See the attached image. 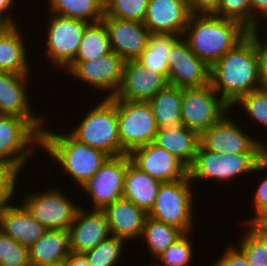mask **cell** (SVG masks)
Instances as JSON below:
<instances>
[{
    "instance_id": "obj_40",
    "label": "cell",
    "mask_w": 267,
    "mask_h": 266,
    "mask_svg": "<svg viewBox=\"0 0 267 266\" xmlns=\"http://www.w3.org/2000/svg\"><path fill=\"white\" fill-rule=\"evenodd\" d=\"M20 170L0 164V212L11 206ZM15 191V192H14Z\"/></svg>"
},
{
    "instance_id": "obj_35",
    "label": "cell",
    "mask_w": 267,
    "mask_h": 266,
    "mask_svg": "<svg viewBox=\"0 0 267 266\" xmlns=\"http://www.w3.org/2000/svg\"><path fill=\"white\" fill-rule=\"evenodd\" d=\"M123 242L124 239L110 235L84 254L91 266H115L121 256Z\"/></svg>"
},
{
    "instance_id": "obj_23",
    "label": "cell",
    "mask_w": 267,
    "mask_h": 266,
    "mask_svg": "<svg viewBox=\"0 0 267 266\" xmlns=\"http://www.w3.org/2000/svg\"><path fill=\"white\" fill-rule=\"evenodd\" d=\"M0 230L29 248L44 235L47 228L38 222L23 204L19 207L11 204L0 212Z\"/></svg>"
},
{
    "instance_id": "obj_32",
    "label": "cell",
    "mask_w": 267,
    "mask_h": 266,
    "mask_svg": "<svg viewBox=\"0 0 267 266\" xmlns=\"http://www.w3.org/2000/svg\"><path fill=\"white\" fill-rule=\"evenodd\" d=\"M111 51L108 31L101 20L86 27L74 61H90Z\"/></svg>"
},
{
    "instance_id": "obj_18",
    "label": "cell",
    "mask_w": 267,
    "mask_h": 266,
    "mask_svg": "<svg viewBox=\"0 0 267 266\" xmlns=\"http://www.w3.org/2000/svg\"><path fill=\"white\" fill-rule=\"evenodd\" d=\"M191 15L186 0H149L143 23L151 34L182 36Z\"/></svg>"
},
{
    "instance_id": "obj_19",
    "label": "cell",
    "mask_w": 267,
    "mask_h": 266,
    "mask_svg": "<svg viewBox=\"0 0 267 266\" xmlns=\"http://www.w3.org/2000/svg\"><path fill=\"white\" fill-rule=\"evenodd\" d=\"M28 77L29 74L0 71V114L23 117L42 133L46 120L32 113L26 90Z\"/></svg>"
},
{
    "instance_id": "obj_27",
    "label": "cell",
    "mask_w": 267,
    "mask_h": 266,
    "mask_svg": "<svg viewBox=\"0 0 267 266\" xmlns=\"http://www.w3.org/2000/svg\"><path fill=\"white\" fill-rule=\"evenodd\" d=\"M200 136L186 126L176 131L159 128L154 143L172 153L188 168L193 164Z\"/></svg>"
},
{
    "instance_id": "obj_4",
    "label": "cell",
    "mask_w": 267,
    "mask_h": 266,
    "mask_svg": "<svg viewBox=\"0 0 267 266\" xmlns=\"http://www.w3.org/2000/svg\"><path fill=\"white\" fill-rule=\"evenodd\" d=\"M82 186L110 157L104 151L92 148L73 138L70 134H57L43 128L41 147Z\"/></svg>"
},
{
    "instance_id": "obj_39",
    "label": "cell",
    "mask_w": 267,
    "mask_h": 266,
    "mask_svg": "<svg viewBox=\"0 0 267 266\" xmlns=\"http://www.w3.org/2000/svg\"><path fill=\"white\" fill-rule=\"evenodd\" d=\"M214 15L237 21L251 31L250 0H220Z\"/></svg>"
},
{
    "instance_id": "obj_14",
    "label": "cell",
    "mask_w": 267,
    "mask_h": 266,
    "mask_svg": "<svg viewBox=\"0 0 267 266\" xmlns=\"http://www.w3.org/2000/svg\"><path fill=\"white\" fill-rule=\"evenodd\" d=\"M168 84L179 88H198L210 84V66L198 58L181 37L168 57Z\"/></svg>"
},
{
    "instance_id": "obj_44",
    "label": "cell",
    "mask_w": 267,
    "mask_h": 266,
    "mask_svg": "<svg viewBox=\"0 0 267 266\" xmlns=\"http://www.w3.org/2000/svg\"><path fill=\"white\" fill-rule=\"evenodd\" d=\"M192 15L215 14L220 0H186Z\"/></svg>"
},
{
    "instance_id": "obj_42",
    "label": "cell",
    "mask_w": 267,
    "mask_h": 266,
    "mask_svg": "<svg viewBox=\"0 0 267 266\" xmlns=\"http://www.w3.org/2000/svg\"><path fill=\"white\" fill-rule=\"evenodd\" d=\"M255 39L259 58V80L261 88H267V40L261 41L260 32L249 31Z\"/></svg>"
},
{
    "instance_id": "obj_50",
    "label": "cell",
    "mask_w": 267,
    "mask_h": 266,
    "mask_svg": "<svg viewBox=\"0 0 267 266\" xmlns=\"http://www.w3.org/2000/svg\"><path fill=\"white\" fill-rule=\"evenodd\" d=\"M10 24H4L1 28H0V36L10 27Z\"/></svg>"
},
{
    "instance_id": "obj_11",
    "label": "cell",
    "mask_w": 267,
    "mask_h": 266,
    "mask_svg": "<svg viewBox=\"0 0 267 266\" xmlns=\"http://www.w3.org/2000/svg\"><path fill=\"white\" fill-rule=\"evenodd\" d=\"M63 194L58 188L33 192L22 204L45 228L68 231L80 206Z\"/></svg>"
},
{
    "instance_id": "obj_17",
    "label": "cell",
    "mask_w": 267,
    "mask_h": 266,
    "mask_svg": "<svg viewBox=\"0 0 267 266\" xmlns=\"http://www.w3.org/2000/svg\"><path fill=\"white\" fill-rule=\"evenodd\" d=\"M109 35L110 47L124 61L137 59L146 49L150 31L144 23L114 17L102 19Z\"/></svg>"
},
{
    "instance_id": "obj_2",
    "label": "cell",
    "mask_w": 267,
    "mask_h": 266,
    "mask_svg": "<svg viewBox=\"0 0 267 266\" xmlns=\"http://www.w3.org/2000/svg\"><path fill=\"white\" fill-rule=\"evenodd\" d=\"M248 34L249 30L237 21L204 14L191 15L182 37L196 56L211 67Z\"/></svg>"
},
{
    "instance_id": "obj_51",
    "label": "cell",
    "mask_w": 267,
    "mask_h": 266,
    "mask_svg": "<svg viewBox=\"0 0 267 266\" xmlns=\"http://www.w3.org/2000/svg\"><path fill=\"white\" fill-rule=\"evenodd\" d=\"M5 24V22L0 18V28Z\"/></svg>"
},
{
    "instance_id": "obj_26",
    "label": "cell",
    "mask_w": 267,
    "mask_h": 266,
    "mask_svg": "<svg viewBox=\"0 0 267 266\" xmlns=\"http://www.w3.org/2000/svg\"><path fill=\"white\" fill-rule=\"evenodd\" d=\"M148 102L158 128L176 131L184 126L181 118L182 88L168 84Z\"/></svg>"
},
{
    "instance_id": "obj_34",
    "label": "cell",
    "mask_w": 267,
    "mask_h": 266,
    "mask_svg": "<svg viewBox=\"0 0 267 266\" xmlns=\"http://www.w3.org/2000/svg\"><path fill=\"white\" fill-rule=\"evenodd\" d=\"M149 0H107L104 17L143 23Z\"/></svg>"
},
{
    "instance_id": "obj_36",
    "label": "cell",
    "mask_w": 267,
    "mask_h": 266,
    "mask_svg": "<svg viewBox=\"0 0 267 266\" xmlns=\"http://www.w3.org/2000/svg\"><path fill=\"white\" fill-rule=\"evenodd\" d=\"M189 233H185L174 244L170 245L165 251L159 254L155 261L156 266H187L192 261L193 249L189 239ZM161 261V262H160ZM161 263V264H160Z\"/></svg>"
},
{
    "instance_id": "obj_38",
    "label": "cell",
    "mask_w": 267,
    "mask_h": 266,
    "mask_svg": "<svg viewBox=\"0 0 267 266\" xmlns=\"http://www.w3.org/2000/svg\"><path fill=\"white\" fill-rule=\"evenodd\" d=\"M237 104L250 118L267 128V88H259L242 96L234 105Z\"/></svg>"
},
{
    "instance_id": "obj_47",
    "label": "cell",
    "mask_w": 267,
    "mask_h": 266,
    "mask_svg": "<svg viewBox=\"0 0 267 266\" xmlns=\"http://www.w3.org/2000/svg\"><path fill=\"white\" fill-rule=\"evenodd\" d=\"M13 0H0V18L6 23L10 25H16V20H13V17L10 14L7 16V12L9 9L14 7ZM5 13L6 16H3Z\"/></svg>"
},
{
    "instance_id": "obj_33",
    "label": "cell",
    "mask_w": 267,
    "mask_h": 266,
    "mask_svg": "<svg viewBox=\"0 0 267 266\" xmlns=\"http://www.w3.org/2000/svg\"><path fill=\"white\" fill-rule=\"evenodd\" d=\"M248 225L249 230L239 240L238 248L245 254L250 266H267V234L255 224Z\"/></svg>"
},
{
    "instance_id": "obj_45",
    "label": "cell",
    "mask_w": 267,
    "mask_h": 266,
    "mask_svg": "<svg viewBox=\"0 0 267 266\" xmlns=\"http://www.w3.org/2000/svg\"><path fill=\"white\" fill-rule=\"evenodd\" d=\"M251 31H259L258 20L267 14V0H250ZM262 16V17H261Z\"/></svg>"
},
{
    "instance_id": "obj_12",
    "label": "cell",
    "mask_w": 267,
    "mask_h": 266,
    "mask_svg": "<svg viewBox=\"0 0 267 266\" xmlns=\"http://www.w3.org/2000/svg\"><path fill=\"white\" fill-rule=\"evenodd\" d=\"M128 154L109 157L101 168L81 187L93 200V208L103 210L123 197L125 174L130 162Z\"/></svg>"
},
{
    "instance_id": "obj_3",
    "label": "cell",
    "mask_w": 267,
    "mask_h": 266,
    "mask_svg": "<svg viewBox=\"0 0 267 266\" xmlns=\"http://www.w3.org/2000/svg\"><path fill=\"white\" fill-rule=\"evenodd\" d=\"M266 144L258 141L249 151L242 154L216 153L198 146L193 164L188 168L190 181L194 179H216L230 181L237 176L266 171Z\"/></svg>"
},
{
    "instance_id": "obj_1",
    "label": "cell",
    "mask_w": 267,
    "mask_h": 266,
    "mask_svg": "<svg viewBox=\"0 0 267 266\" xmlns=\"http://www.w3.org/2000/svg\"><path fill=\"white\" fill-rule=\"evenodd\" d=\"M210 84L231 109L242 96L261 88L256 42L250 34L210 67Z\"/></svg>"
},
{
    "instance_id": "obj_21",
    "label": "cell",
    "mask_w": 267,
    "mask_h": 266,
    "mask_svg": "<svg viewBox=\"0 0 267 266\" xmlns=\"http://www.w3.org/2000/svg\"><path fill=\"white\" fill-rule=\"evenodd\" d=\"M69 248L75 253H85L95 248L111 234L103 210L79 208L68 230Z\"/></svg>"
},
{
    "instance_id": "obj_13",
    "label": "cell",
    "mask_w": 267,
    "mask_h": 266,
    "mask_svg": "<svg viewBox=\"0 0 267 266\" xmlns=\"http://www.w3.org/2000/svg\"><path fill=\"white\" fill-rule=\"evenodd\" d=\"M124 63L119 55L111 51L90 61H73L65 70L96 89L111 91L105 97H113L121 84Z\"/></svg>"
},
{
    "instance_id": "obj_30",
    "label": "cell",
    "mask_w": 267,
    "mask_h": 266,
    "mask_svg": "<svg viewBox=\"0 0 267 266\" xmlns=\"http://www.w3.org/2000/svg\"><path fill=\"white\" fill-rule=\"evenodd\" d=\"M51 11L62 17L99 22L104 17V3L101 0H49Z\"/></svg>"
},
{
    "instance_id": "obj_41",
    "label": "cell",
    "mask_w": 267,
    "mask_h": 266,
    "mask_svg": "<svg viewBox=\"0 0 267 266\" xmlns=\"http://www.w3.org/2000/svg\"><path fill=\"white\" fill-rule=\"evenodd\" d=\"M266 170H267V153H266ZM254 209L256 216L251 217L244 223L255 224L264 214L267 213V177H264L263 181L258 184L255 195L253 197Z\"/></svg>"
},
{
    "instance_id": "obj_16",
    "label": "cell",
    "mask_w": 267,
    "mask_h": 266,
    "mask_svg": "<svg viewBox=\"0 0 267 266\" xmlns=\"http://www.w3.org/2000/svg\"><path fill=\"white\" fill-rule=\"evenodd\" d=\"M128 155L135 166L162 183L178 181L188 176V167L154 142L138 147Z\"/></svg>"
},
{
    "instance_id": "obj_28",
    "label": "cell",
    "mask_w": 267,
    "mask_h": 266,
    "mask_svg": "<svg viewBox=\"0 0 267 266\" xmlns=\"http://www.w3.org/2000/svg\"><path fill=\"white\" fill-rule=\"evenodd\" d=\"M17 25H11L0 36V71L29 74L26 46Z\"/></svg>"
},
{
    "instance_id": "obj_49",
    "label": "cell",
    "mask_w": 267,
    "mask_h": 266,
    "mask_svg": "<svg viewBox=\"0 0 267 266\" xmlns=\"http://www.w3.org/2000/svg\"><path fill=\"white\" fill-rule=\"evenodd\" d=\"M41 266H65V260L58 263L46 264Z\"/></svg>"
},
{
    "instance_id": "obj_10",
    "label": "cell",
    "mask_w": 267,
    "mask_h": 266,
    "mask_svg": "<svg viewBox=\"0 0 267 266\" xmlns=\"http://www.w3.org/2000/svg\"><path fill=\"white\" fill-rule=\"evenodd\" d=\"M45 55L59 69H66L76 58L86 27L83 20L52 14L48 21Z\"/></svg>"
},
{
    "instance_id": "obj_8",
    "label": "cell",
    "mask_w": 267,
    "mask_h": 266,
    "mask_svg": "<svg viewBox=\"0 0 267 266\" xmlns=\"http://www.w3.org/2000/svg\"><path fill=\"white\" fill-rule=\"evenodd\" d=\"M212 88L211 84L182 89L181 118L183 125L199 136L218 123L231 107Z\"/></svg>"
},
{
    "instance_id": "obj_22",
    "label": "cell",
    "mask_w": 267,
    "mask_h": 266,
    "mask_svg": "<svg viewBox=\"0 0 267 266\" xmlns=\"http://www.w3.org/2000/svg\"><path fill=\"white\" fill-rule=\"evenodd\" d=\"M110 234L124 240L141 237L148 214L124 197L115 200L103 209Z\"/></svg>"
},
{
    "instance_id": "obj_24",
    "label": "cell",
    "mask_w": 267,
    "mask_h": 266,
    "mask_svg": "<svg viewBox=\"0 0 267 266\" xmlns=\"http://www.w3.org/2000/svg\"><path fill=\"white\" fill-rule=\"evenodd\" d=\"M162 182L140 170L131 161L125 174L123 197L147 214L152 209Z\"/></svg>"
},
{
    "instance_id": "obj_29",
    "label": "cell",
    "mask_w": 267,
    "mask_h": 266,
    "mask_svg": "<svg viewBox=\"0 0 267 266\" xmlns=\"http://www.w3.org/2000/svg\"><path fill=\"white\" fill-rule=\"evenodd\" d=\"M182 36L176 34H150L146 49L137 60L146 68L168 77V57L174 44Z\"/></svg>"
},
{
    "instance_id": "obj_37",
    "label": "cell",
    "mask_w": 267,
    "mask_h": 266,
    "mask_svg": "<svg viewBox=\"0 0 267 266\" xmlns=\"http://www.w3.org/2000/svg\"><path fill=\"white\" fill-rule=\"evenodd\" d=\"M0 266H31L29 248L0 230Z\"/></svg>"
},
{
    "instance_id": "obj_48",
    "label": "cell",
    "mask_w": 267,
    "mask_h": 266,
    "mask_svg": "<svg viewBox=\"0 0 267 266\" xmlns=\"http://www.w3.org/2000/svg\"><path fill=\"white\" fill-rule=\"evenodd\" d=\"M265 234H267V213L264 214L256 223Z\"/></svg>"
},
{
    "instance_id": "obj_31",
    "label": "cell",
    "mask_w": 267,
    "mask_h": 266,
    "mask_svg": "<svg viewBox=\"0 0 267 266\" xmlns=\"http://www.w3.org/2000/svg\"><path fill=\"white\" fill-rule=\"evenodd\" d=\"M184 234L182 230L175 226L147 216L140 238L145 239L144 242H146L149 252L155 259Z\"/></svg>"
},
{
    "instance_id": "obj_43",
    "label": "cell",
    "mask_w": 267,
    "mask_h": 266,
    "mask_svg": "<svg viewBox=\"0 0 267 266\" xmlns=\"http://www.w3.org/2000/svg\"><path fill=\"white\" fill-rule=\"evenodd\" d=\"M220 259L213 266H250L245 254L233 246H228Z\"/></svg>"
},
{
    "instance_id": "obj_20",
    "label": "cell",
    "mask_w": 267,
    "mask_h": 266,
    "mask_svg": "<svg viewBox=\"0 0 267 266\" xmlns=\"http://www.w3.org/2000/svg\"><path fill=\"white\" fill-rule=\"evenodd\" d=\"M245 133L227 113L200 135L199 142L204 149L216 153L242 154L259 141Z\"/></svg>"
},
{
    "instance_id": "obj_15",
    "label": "cell",
    "mask_w": 267,
    "mask_h": 266,
    "mask_svg": "<svg viewBox=\"0 0 267 266\" xmlns=\"http://www.w3.org/2000/svg\"><path fill=\"white\" fill-rule=\"evenodd\" d=\"M167 85L168 79L161 73L146 68L137 59L127 60L124 63L121 84L112 98L148 102Z\"/></svg>"
},
{
    "instance_id": "obj_25",
    "label": "cell",
    "mask_w": 267,
    "mask_h": 266,
    "mask_svg": "<svg viewBox=\"0 0 267 266\" xmlns=\"http://www.w3.org/2000/svg\"><path fill=\"white\" fill-rule=\"evenodd\" d=\"M69 253L68 231L47 229L44 235L29 247V260L31 266H41L64 261Z\"/></svg>"
},
{
    "instance_id": "obj_9",
    "label": "cell",
    "mask_w": 267,
    "mask_h": 266,
    "mask_svg": "<svg viewBox=\"0 0 267 266\" xmlns=\"http://www.w3.org/2000/svg\"><path fill=\"white\" fill-rule=\"evenodd\" d=\"M117 118L121 147L127 154L154 142L159 128L149 102L117 100Z\"/></svg>"
},
{
    "instance_id": "obj_5",
    "label": "cell",
    "mask_w": 267,
    "mask_h": 266,
    "mask_svg": "<svg viewBox=\"0 0 267 266\" xmlns=\"http://www.w3.org/2000/svg\"><path fill=\"white\" fill-rule=\"evenodd\" d=\"M89 110L69 134L83 144L104 151L110 157L127 154L121 147L118 133L117 100L105 97Z\"/></svg>"
},
{
    "instance_id": "obj_6",
    "label": "cell",
    "mask_w": 267,
    "mask_h": 266,
    "mask_svg": "<svg viewBox=\"0 0 267 266\" xmlns=\"http://www.w3.org/2000/svg\"><path fill=\"white\" fill-rule=\"evenodd\" d=\"M35 145L41 146V133L27 119L0 114V164L21 171Z\"/></svg>"
},
{
    "instance_id": "obj_7",
    "label": "cell",
    "mask_w": 267,
    "mask_h": 266,
    "mask_svg": "<svg viewBox=\"0 0 267 266\" xmlns=\"http://www.w3.org/2000/svg\"><path fill=\"white\" fill-rule=\"evenodd\" d=\"M190 178L162 183L148 216L191 234L193 226V192Z\"/></svg>"
},
{
    "instance_id": "obj_46",
    "label": "cell",
    "mask_w": 267,
    "mask_h": 266,
    "mask_svg": "<svg viewBox=\"0 0 267 266\" xmlns=\"http://www.w3.org/2000/svg\"><path fill=\"white\" fill-rule=\"evenodd\" d=\"M65 266H91L84 253H75L70 251L69 256L65 259Z\"/></svg>"
}]
</instances>
